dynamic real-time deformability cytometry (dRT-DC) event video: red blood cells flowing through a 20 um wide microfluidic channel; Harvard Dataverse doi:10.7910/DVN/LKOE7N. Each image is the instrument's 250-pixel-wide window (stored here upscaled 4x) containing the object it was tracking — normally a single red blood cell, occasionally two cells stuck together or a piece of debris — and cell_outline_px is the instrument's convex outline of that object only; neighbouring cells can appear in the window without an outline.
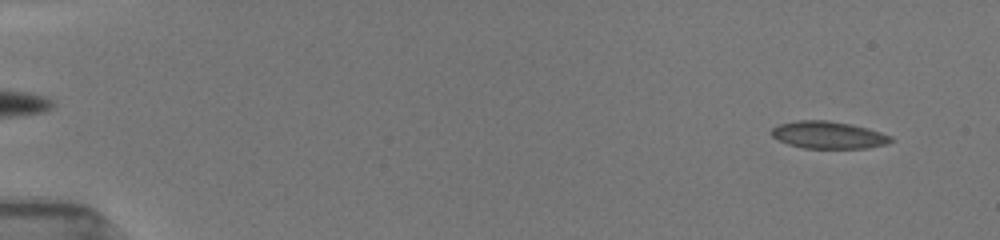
{"species": "common noctule bat (a hibernating species)", "species_latin": "Nyctalus noctula", "temperature_condition": "room temperature", "stored_images_in_passage": 44, "camera_frame_rate_fps": 3000, "um_per_image_px": 0.085, "animal": {"sex": "female", "body_mass_g": 19.5, "forearm_length_mm": 54.1}, "frame": {"image": 1, "passage_image": 2, "time_ms": 0.333, "image_size_px": [1000, 240], "cell_outline_px": [[892, 140], [884, 144], [864, 148], [804, 148], [788, 144], [772, 136], [772, 128], [780, 124], [796, 120], [824, 120], [848, 124], [880, 132], [892, 136]], "centroid_in_image_um": [70.37, 11.47], "position_along_channel_um": 14.6, "area_um2": 18.5}}
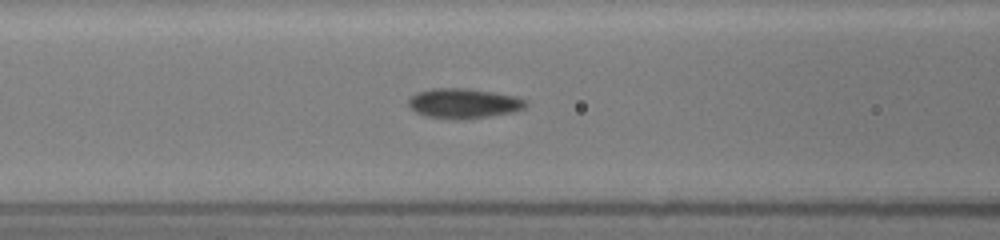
{"frame": {"image": 2, "passage_image": 18, "time_ms": 5.667, "image_size_px": [1000, 240], "cell_outline_px": [[524, 108], [512, 112], [464, 120], [452, 120], [428, 116], [416, 112], [408, 104], [408, 100], [416, 92], [432, 88], [468, 88], [516, 96], [524, 100]], "centroid_in_image_um": [39.37, 8.79], "position_along_channel_um": 127.2, "area_um2": 20.35}}
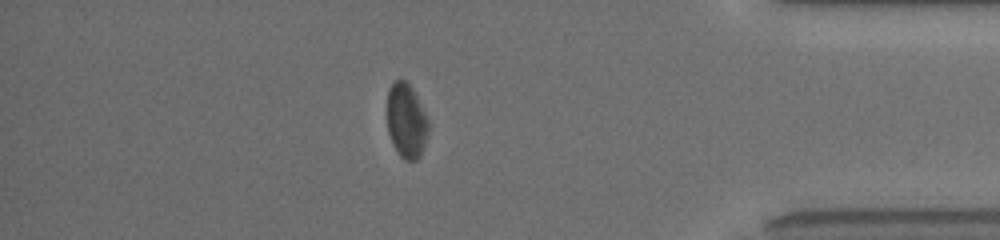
{"frame": {"image": 3, "passage_image": 39, "time_ms": 12.667, "image_size_px": [1000, 240], "cell_outline_px": [[428, 132], [424, 148], [420, 156], [416, 160], [404, 160], [400, 156], [388, 132], [388, 88], [396, 80], [404, 80], [412, 88], [428, 120]], "centroid_in_image_um": [34.55, 10.29], "position_along_channel_um": 400.7, "area_um2": 17.57}, "authors_computed_cell_mechanics": {"area_um2": 19.5364, "velocity_mm_per_s": 3.9389, "shape_relaxation_time_tau1_ms": 7.4505, "shape_relaxation_time_tau2_ms": 4.7726, "deformation_change_tau1": 0.128, "deformation_change_tau2": 0.0603}}